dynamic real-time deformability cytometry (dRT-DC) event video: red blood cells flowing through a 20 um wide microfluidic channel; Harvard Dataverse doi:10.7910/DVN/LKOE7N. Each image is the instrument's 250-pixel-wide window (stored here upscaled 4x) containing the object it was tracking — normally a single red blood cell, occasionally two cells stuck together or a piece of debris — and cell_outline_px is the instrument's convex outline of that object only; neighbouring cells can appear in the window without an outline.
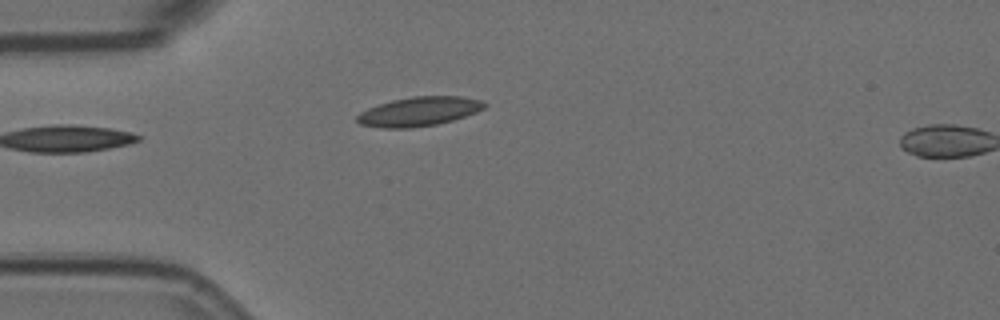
{"species": "Egyptian fruit bat (a non-hibernating species)", "species_latin": "Rousettus aegyptiacus", "temperature_condition": "room temperature", "stored_images_in_passage": 6, "camera_frame_rate_fps": 3000, "um_per_image_px": 0.085, "animal": {"sex": "female"}, "frame": {"image": 1, "passage_image": 5, "time_ms": 1.333, "image_size_px": [1000, 320], "cell_outline_px": [[488, 104], [484, 108], [476, 112], [452, 120], [436, 124], [412, 128], [384, 128], [360, 124], [356, 120], [356, 116], [360, 112], [368, 108], [392, 100], [412, 96], [464, 96], [484, 100]], "centroid_in_image_um": [35.64, 9.46], "position_along_channel_um": 49.4, "area_um2": 21.73}}